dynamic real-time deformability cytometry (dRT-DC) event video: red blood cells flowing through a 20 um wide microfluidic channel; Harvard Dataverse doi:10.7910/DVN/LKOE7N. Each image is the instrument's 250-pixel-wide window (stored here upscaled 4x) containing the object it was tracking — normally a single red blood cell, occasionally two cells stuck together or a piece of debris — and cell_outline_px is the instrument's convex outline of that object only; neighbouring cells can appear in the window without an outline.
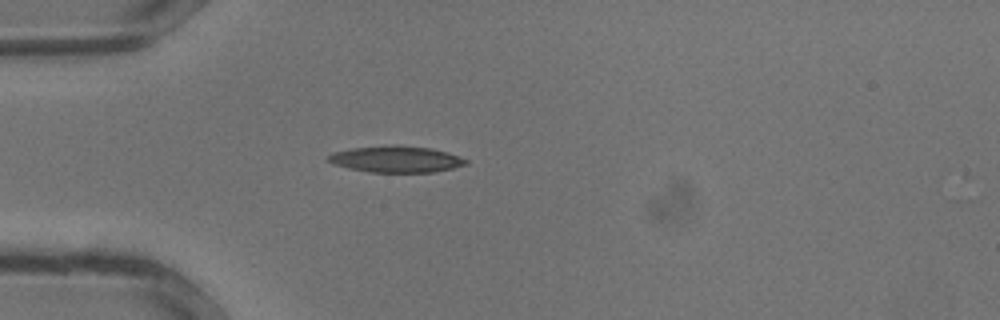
{"species": "common noctule bat (a hibernating species)", "species_latin": "Nyctalus noctula", "temperature_condition": "warm", "stored_images_in_passage": 21, "camera_frame_rate_fps": 3000, "um_per_image_px": 0.085, "animal": {"sex": "male", "body_mass_g": 13.3}, "frame": {"image": 1, "passage_image": 1, "time_ms": 0.0, "image_size_px": [1000, 320], "cell_outline_px": [[468, 164], [452, 168], [432, 172], [368, 172], [348, 168], [332, 164], [324, 160], [332, 152], [352, 148], [392, 144], [400, 144], [432, 148], [448, 152], [468, 160]], "centroid_in_image_um": [33.63, 13.51], "position_along_channel_um": 51.4, "area_um2": 21.56}}
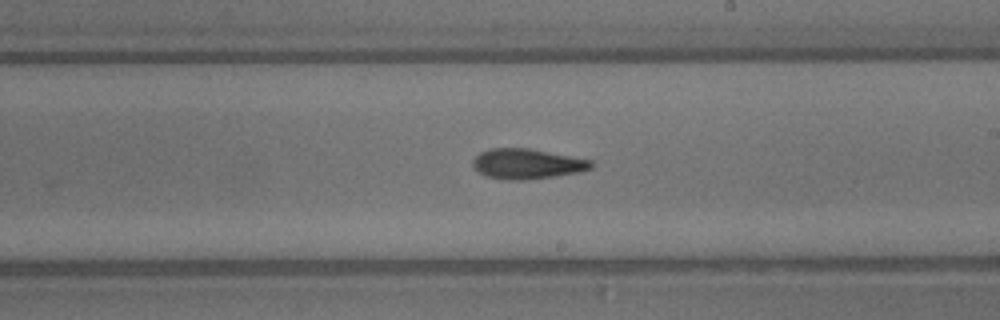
{"frame": {"image": 2, "passage_image": 11, "time_ms": 3.333, "image_size_px": [1000, 320], "cell_outline_px": [[592, 168], [580, 172], [524, 180], [508, 180], [488, 176], [480, 172], [472, 164], [472, 160], [480, 152], [488, 148], [528, 148], [592, 160]], "centroid_in_image_um": [44.79, 13.91], "position_along_channel_um": 244.2, "area_um2": 20.58}}
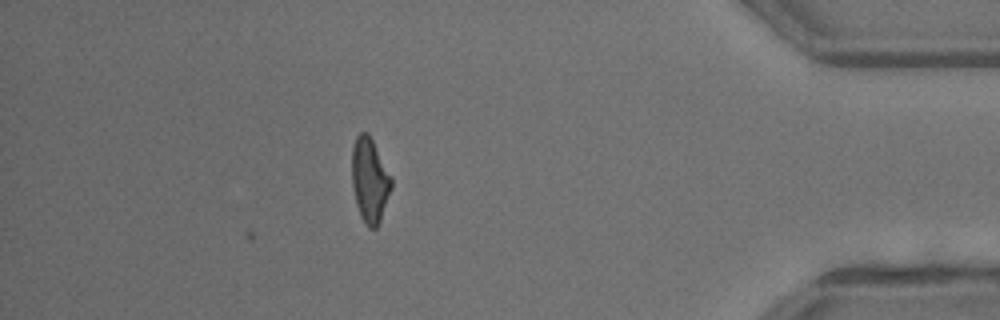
{"frame": {"image": 3, "passage_image": 21, "time_ms": 6.667, "image_size_px": [1000, 320], "cell_outline_px": [[392, 188], [380, 220], [376, 228], [368, 228], [364, 224], [360, 216], [356, 204], [352, 188], [352, 148], [356, 136], [360, 132], [368, 132], [392, 176]], "centroid_in_image_um": [31.42, 15.32], "position_along_channel_um": 403.8, "area_um2": 19.65}}